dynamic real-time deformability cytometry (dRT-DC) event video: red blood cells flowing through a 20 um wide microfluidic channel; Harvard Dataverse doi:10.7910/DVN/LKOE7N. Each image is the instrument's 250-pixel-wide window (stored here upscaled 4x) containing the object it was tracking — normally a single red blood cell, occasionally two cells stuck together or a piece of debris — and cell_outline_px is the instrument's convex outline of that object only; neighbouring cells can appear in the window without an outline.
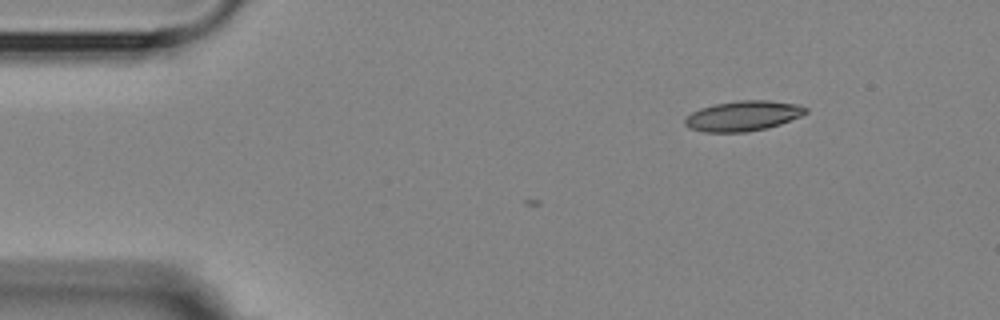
{"species": "Egyptian fruit bat (a non-hibernating species)", "species_latin": "Rousettus aegyptiacus", "temperature_condition": "room temperature", "stored_images_in_passage": 2, "camera_frame_rate_fps": 3000, "um_per_image_px": 0.085, "animal": {"sex": "female"}, "frame": {"image": 1, "passage_image": 2, "time_ms": 1.333, "image_size_px": [1000, 320], "cell_outline_px": [[808, 112], [800, 116], [780, 124], [768, 128], [748, 132], [704, 132], [692, 128], [684, 124], [684, 120], [692, 112], [700, 108], [716, 104], [740, 100], [768, 100], [796, 104], [808, 108]], "centroid_in_image_um": [63.18, 9.85], "position_along_channel_um": 21.8, "area_um2": 21.1}}